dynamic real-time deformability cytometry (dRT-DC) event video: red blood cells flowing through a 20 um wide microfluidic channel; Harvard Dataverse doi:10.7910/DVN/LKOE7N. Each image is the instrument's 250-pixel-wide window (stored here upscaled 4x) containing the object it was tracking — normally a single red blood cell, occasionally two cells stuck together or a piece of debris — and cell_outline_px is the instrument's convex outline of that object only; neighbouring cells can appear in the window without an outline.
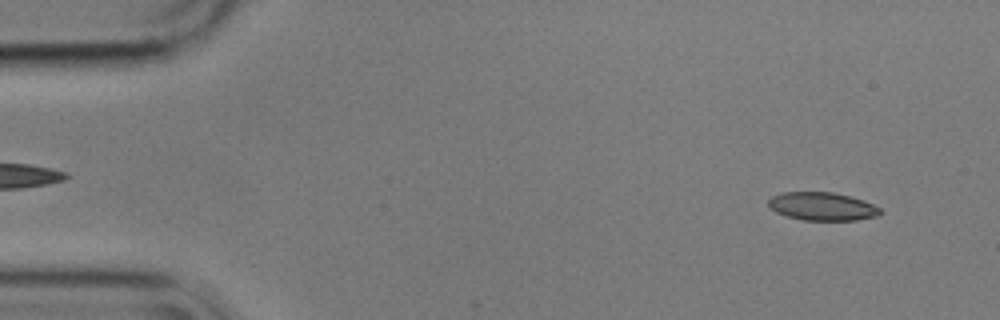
{"species": "common noctule bat (a hibernating species)", "species_latin": "Nyctalus noctula", "temperature_condition": "cold", "stored_images_in_passage": 56, "camera_frame_rate_fps": 3000, "um_per_image_px": 0.085, "animal": {"sex": "male", "body_mass_g": 17.9}, "frame": {"image": 1, "passage_image": 4, "time_ms": 1.0, "image_size_px": [1000, 320], "cell_outline_px": [[880, 212], [876, 216], [856, 220], [800, 220], [776, 212], [768, 208], [768, 200], [772, 196], [780, 192], [832, 192], [852, 196], [864, 200], [880, 208]], "centroid_in_image_um": [69.85, 17.53], "position_along_channel_um": 15.2, "area_um2": 18.44}}
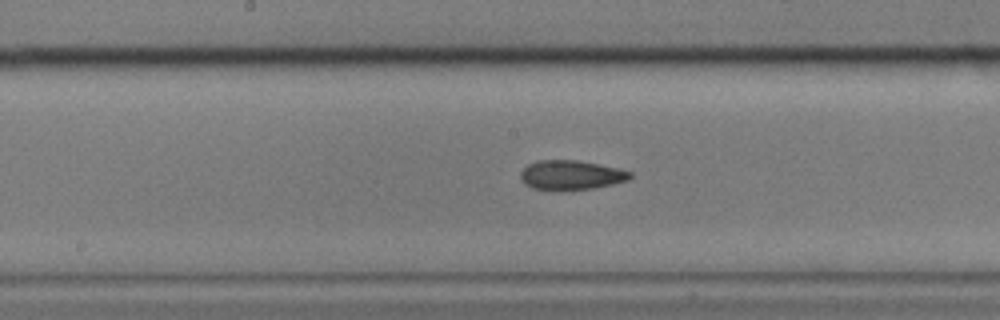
{"frame": {"image": 2, "passage_image": 28, "time_ms": 9.0, "image_size_px": [1000, 320], "cell_outline_px": [[632, 176], [628, 180], [612, 184], [592, 188], [532, 188], [524, 184], [520, 180], [520, 172], [528, 164], [536, 160], [576, 160], [616, 168], [632, 172]], "centroid_in_image_um": [48.5, 14.85], "position_along_channel_um": 199.7, "area_um2": 18.21}}
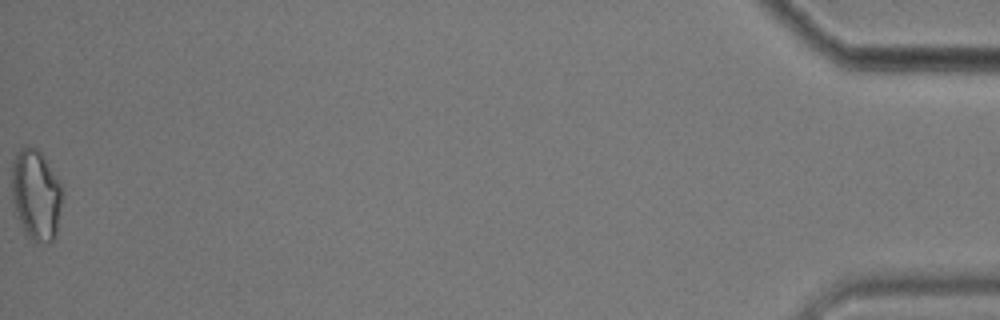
{"frame": {"image": 3, "passage_image": 56, "time_ms": 18.333, "image_size_px": [1000, 320], "cell_outline_px": [[64, 192], [56, 236], [48, 244], [32, 240], [24, 228], [20, 220], [12, 200], [12, 160], [16, 152], [20, 148], [28, 144], [36, 148], [40, 152], [60, 180]], "centroid_in_image_um": [3.09, 16.51], "position_along_channel_um": 432.1, "area_um2": 26.93}, "authors_computed_cell_mechanics": {"area_um2": 19.3341, "velocity_mm_per_s": 3.5515, "shape_relaxation_time_tau1_ms": null, "shape_relaxation_time_tau2_ms": 2.5519, "deformation_change_tau1": null, "deformation_change_tau2": 0.093}}